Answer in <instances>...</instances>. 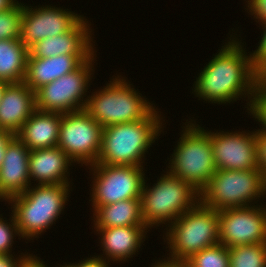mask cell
Returning <instances> with one entry per match:
<instances>
[{
  "instance_id": "cell-22",
  "label": "cell",
  "mask_w": 266,
  "mask_h": 267,
  "mask_svg": "<svg viewBox=\"0 0 266 267\" xmlns=\"http://www.w3.org/2000/svg\"><path fill=\"white\" fill-rule=\"evenodd\" d=\"M94 228L146 226L141 212V199H126L99 206L93 211Z\"/></svg>"
},
{
  "instance_id": "cell-10",
  "label": "cell",
  "mask_w": 266,
  "mask_h": 267,
  "mask_svg": "<svg viewBox=\"0 0 266 267\" xmlns=\"http://www.w3.org/2000/svg\"><path fill=\"white\" fill-rule=\"evenodd\" d=\"M88 168L93 172L91 210L126 199H140L146 178L143 166L92 164Z\"/></svg>"
},
{
  "instance_id": "cell-12",
  "label": "cell",
  "mask_w": 266,
  "mask_h": 267,
  "mask_svg": "<svg viewBox=\"0 0 266 267\" xmlns=\"http://www.w3.org/2000/svg\"><path fill=\"white\" fill-rule=\"evenodd\" d=\"M260 204L218 211L219 243L228 248L266 244V205Z\"/></svg>"
},
{
  "instance_id": "cell-30",
  "label": "cell",
  "mask_w": 266,
  "mask_h": 267,
  "mask_svg": "<svg viewBox=\"0 0 266 267\" xmlns=\"http://www.w3.org/2000/svg\"><path fill=\"white\" fill-rule=\"evenodd\" d=\"M256 143L258 153V168L266 179V131L256 130Z\"/></svg>"
},
{
  "instance_id": "cell-2",
  "label": "cell",
  "mask_w": 266,
  "mask_h": 267,
  "mask_svg": "<svg viewBox=\"0 0 266 267\" xmlns=\"http://www.w3.org/2000/svg\"><path fill=\"white\" fill-rule=\"evenodd\" d=\"M157 110L158 108H155L140 121L104 127L101 149L95 164L144 167L148 148L150 150L161 132H164L165 126L162 124L165 120H162L164 118Z\"/></svg>"
},
{
  "instance_id": "cell-7",
  "label": "cell",
  "mask_w": 266,
  "mask_h": 267,
  "mask_svg": "<svg viewBox=\"0 0 266 267\" xmlns=\"http://www.w3.org/2000/svg\"><path fill=\"white\" fill-rule=\"evenodd\" d=\"M189 120L184 123L181 137L171 158H168L167 171L201 192L217 169L213 160L210 130L196 124L194 119Z\"/></svg>"
},
{
  "instance_id": "cell-32",
  "label": "cell",
  "mask_w": 266,
  "mask_h": 267,
  "mask_svg": "<svg viewBox=\"0 0 266 267\" xmlns=\"http://www.w3.org/2000/svg\"><path fill=\"white\" fill-rule=\"evenodd\" d=\"M23 252L18 256L14 257L13 254H0V267H21L24 259L29 255Z\"/></svg>"
},
{
  "instance_id": "cell-37",
  "label": "cell",
  "mask_w": 266,
  "mask_h": 267,
  "mask_svg": "<svg viewBox=\"0 0 266 267\" xmlns=\"http://www.w3.org/2000/svg\"><path fill=\"white\" fill-rule=\"evenodd\" d=\"M170 267H190L186 262H169Z\"/></svg>"
},
{
  "instance_id": "cell-35",
  "label": "cell",
  "mask_w": 266,
  "mask_h": 267,
  "mask_svg": "<svg viewBox=\"0 0 266 267\" xmlns=\"http://www.w3.org/2000/svg\"><path fill=\"white\" fill-rule=\"evenodd\" d=\"M45 262L41 260L38 256H33L30 254L24 259L21 267H49L48 265L44 264Z\"/></svg>"
},
{
  "instance_id": "cell-15",
  "label": "cell",
  "mask_w": 266,
  "mask_h": 267,
  "mask_svg": "<svg viewBox=\"0 0 266 267\" xmlns=\"http://www.w3.org/2000/svg\"><path fill=\"white\" fill-rule=\"evenodd\" d=\"M91 22L83 16L69 31L45 38L28 48V58H48L59 55H78L84 62L97 51L90 28Z\"/></svg>"
},
{
  "instance_id": "cell-9",
  "label": "cell",
  "mask_w": 266,
  "mask_h": 267,
  "mask_svg": "<svg viewBox=\"0 0 266 267\" xmlns=\"http://www.w3.org/2000/svg\"><path fill=\"white\" fill-rule=\"evenodd\" d=\"M96 57L95 53L75 71L37 89L36 109L60 113L83 110L89 96L86 92L95 73L93 67Z\"/></svg>"
},
{
  "instance_id": "cell-24",
  "label": "cell",
  "mask_w": 266,
  "mask_h": 267,
  "mask_svg": "<svg viewBox=\"0 0 266 267\" xmlns=\"http://www.w3.org/2000/svg\"><path fill=\"white\" fill-rule=\"evenodd\" d=\"M230 267H266V244L229 248Z\"/></svg>"
},
{
  "instance_id": "cell-20",
  "label": "cell",
  "mask_w": 266,
  "mask_h": 267,
  "mask_svg": "<svg viewBox=\"0 0 266 267\" xmlns=\"http://www.w3.org/2000/svg\"><path fill=\"white\" fill-rule=\"evenodd\" d=\"M62 113L36 109L15 135L32 151L56 147Z\"/></svg>"
},
{
  "instance_id": "cell-26",
  "label": "cell",
  "mask_w": 266,
  "mask_h": 267,
  "mask_svg": "<svg viewBox=\"0 0 266 267\" xmlns=\"http://www.w3.org/2000/svg\"><path fill=\"white\" fill-rule=\"evenodd\" d=\"M23 2L14 8L0 12V40L20 39Z\"/></svg>"
},
{
  "instance_id": "cell-19",
  "label": "cell",
  "mask_w": 266,
  "mask_h": 267,
  "mask_svg": "<svg viewBox=\"0 0 266 267\" xmlns=\"http://www.w3.org/2000/svg\"><path fill=\"white\" fill-rule=\"evenodd\" d=\"M72 164L74 161L58 146L32 150L28 164L30 182L37 181L38 185L71 184L69 167Z\"/></svg>"
},
{
  "instance_id": "cell-11",
  "label": "cell",
  "mask_w": 266,
  "mask_h": 267,
  "mask_svg": "<svg viewBox=\"0 0 266 267\" xmlns=\"http://www.w3.org/2000/svg\"><path fill=\"white\" fill-rule=\"evenodd\" d=\"M103 127L84 109L62 113L57 146L74 163L95 164L101 149Z\"/></svg>"
},
{
  "instance_id": "cell-39",
  "label": "cell",
  "mask_w": 266,
  "mask_h": 267,
  "mask_svg": "<svg viewBox=\"0 0 266 267\" xmlns=\"http://www.w3.org/2000/svg\"><path fill=\"white\" fill-rule=\"evenodd\" d=\"M156 261H155V263H152L151 267H170L167 263L162 261V259L156 260Z\"/></svg>"
},
{
  "instance_id": "cell-21",
  "label": "cell",
  "mask_w": 266,
  "mask_h": 267,
  "mask_svg": "<svg viewBox=\"0 0 266 267\" xmlns=\"http://www.w3.org/2000/svg\"><path fill=\"white\" fill-rule=\"evenodd\" d=\"M84 61L78 55L28 58L24 83L34 92L45 84L78 69Z\"/></svg>"
},
{
  "instance_id": "cell-16",
  "label": "cell",
  "mask_w": 266,
  "mask_h": 267,
  "mask_svg": "<svg viewBox=\"0 0 266 267\" xmlns=\"http://www.w3.org/2000/svg\"><path fill=\"white\" fill-rule=\"evenodd\" d=\"M30 150L16 136L9 143L0 166V196L6 202L23 194L30 186L29 176Z\"/></svg>"
},
{
  "instance_id": "cell-31",
  "label": "cell",
  "mask_w": 266,
  "mask_h": 267,
  "mask_svg": "<svg viewBox=\"0 0 266 267\" xmlns=\"http://www.w3.org/2000/svg\"><path fill=\"white\" fill-rule=\"evenodd\" d=\"M245 8L247 12L255 18L256 22H266V0H247ZM258 20V21H257Z\"/></svg>"
},
{
  "instance_id": "cell-4",
  "label": "cell",
  "mask_w": 266,
  "mask_h": 267,
  "mask_svg": "<svg viewBox=\"0 0 266 267\" xmlns=\"http://www.w3.org/2000/svg\"><path fill=\"white\" fill-rule=\"evenodd\" d=\"M167 227L163 239L170 252L162 260L165 263L185 262L194 253L219 244L218 211L201 202Z\"/></svg>"
},
{
  "instance_id": "cell-25",
  "label": "cell",
  "mask_w": 266,
  "mask_h": 267,
  "mask_svg": "<svg viewBox=\"0 0 266 267\" xmlns=\"http://www.w3.org/2000/svg\"><path fill=\"white\" fill-rule=\"evenodd\" d=\"M185 262L190 267H230L229 248L219 243L194 253Z\"/></svg>"
},
{
  "instance_id": "cell-27",
  "label": "cell",
  "mask_w": 266,
  "mask_h": 267,
  "mask_svg": "<svg viewBox=\"0 0 266 267\" xmlns=\"http://www.w3.org/2000/svg\"><path fill=\"white\" fill-rule=\"evenodd\" d=\"M248 114L262 124L259 130L266 131V76H260L256 83Z\"/></svg>"
},
{
  "instance_id": "cell-34",
  "label": "cell",
  "mask_w": 266,
  "mask_h": 267,
  "mask_svg": "<svg viewBox=\"0 0 266 267\" xmlns=\"http://www.w3.org/2000/svg\"><path fill=\"white\" fill-rule=\"evenodd\" d=\"M14 136L15 135L11 132L0 130V166L4 160L7 144Z\"/></svg>"
},
{
  "instance_id": "cell-33",
  "label": "cell",
  "mask_w": 266,
  "mask_h": 267,
  "mask_svg": "<svg viewBox=\"0 0 266 267\" xmlns=\"http://www.w3.org/2000/svg\"><path fill=\"white\" fill-rule=\"evenodd\" d=\"M76 267H110V262L106 261L105 259L95 256H90L84 258L83 260L79 261V263H73Z\"/></svg>"
},
{
  "instance_id": "cell-18",
  "label": "cell",
  "mask_w": 266,
  "mask_h": 267,
  "mask_svg": "<svg viewBox=\"0 0 266 267\" xmlns=\"http://www.w3.org/2000/svg\"><path fill=\"white\" fill-rule=\"evenodd\" d=\"M35 110V92L24 82L8 83L0 102V130L16 135Z\"/></svg>"
},
{
  "instance_id": "cell-3",
  "label": "cell",
  "mask_w": 266,
  "mask_h": 267,
  "mask_svg": "<svg viewBox=\"0 0 266 267\" xmlns=\"http://www.w3.org/2000/svg\"><path fill=\"white\" fill-rule=\"evenodd\" d=\"M36 185V187H35ZM70 184L31 185L23 194L10 198L7 203L12 209L21 238L34 240L60 218V214L72 189ZM68 197V198H67Z\"/></svg>"
},
{
  "instance_id": "cell-36",
  "label": "cell",
  "mask_w": 266,
  "mask_h": 267,
  "mask_svg": "<svg viewBox=\"0 0 266 267\" xmlns=\"http://www.w3.org/2000/svg\"><path fill=\"white\" fill-rule=\"evenodd\" d=\"M19 1L17 0H0V12L8 11L14 8Z\"/></svg>"
},
{
  "instance_id": "cell-8",
  "label": "cell",
  "mask_w": 266,
  "mask_h": 267,
  "mask_svg": "<svg viewBox=\"0 0 266 267\" xmlns=\"http://www.w3.org/2000/svg\"><path fill=\"white\" fill-rule=\"evenodd\" d=\"M265 195L266 179L260 169L216 170L200 192V202L220 211L254 206Z\"/></svg>"
},
{
  "instance_id": "cell-17",
  "label": "cell",
  "mask_w": 266,
  "mask_h": 267,
  "mask_svg": "<svg viewBox=\"0 0 266 267\" xmlns=\"http://www.w3.org/2000/svg\"><path fill=\"white\" fill-rule=\"evenodd\" d=\"M94 229L101 237H99V243L104 253L99 254L98 257L108 260V262L123 261L122 263H124L138 254L149 228L147 226H122Z\"/></svg>"
},
{
  "instance_id": "cell-28",
  "label": "cell",
  "mask_w": 266,
  "mask_h": 267,
  "mask_svg": "<svg viewBox=\"0 0 266 267\" xmlns=\"http://www.w3.org/2000/svg\"><path fill=\"white\" fill-rule=\"evenodd\" d=\"M2 216L3 215L0 214V254H12V246L14 243L13 239L16 236L21 238V236L18 231L13 213H11L9 219L10 222H8V220Z\"/></svg>"
},
{
  "instance_id": "cell-6",
  "label": "cell",
  "mask_w": 266,
  "mask_h": 267,
  "mask_svg": "<svg viewBox=\"0 0 266 267\" xmlns=\"http://www.w3.org/2000/svg\"><path fill=\"white\" fill-rule=\"evenodd\" d=\"M112 78L105 87L88 96L84 108L103 128L143 120L156 108L125 77Z\"/></svg>"
},
{
  "instance_id": "cell-38",
  "label": "cell",
  "mask_w": 266,
  "mask_h": 267,
  "mask_svg": "<svg viewBox=\"0 0 266 267\" xmlns=\"http://www.w3.org/2000/svg\"><path fill=\"white\" fill-rule=\"evenodd\" d=\"M8 85V82L5 80H0V102H1V98L3 96V93L5 91L6 86Z\"/></svg>"
},
{
  "instance_id": "cell-29",
  "label": "cell",
  "mask_w": 266,
  "mask_h": 267,
  "mask_svg": "<svg viewBox=\"0 0 266 267\" xmlns=\"http://www.w3.org/2000/svg\"><path fill=\"white\" fill-rule=\"evenodd\" d=\"M263 34L261 40L258 42L257 49L250 52L253 69L260 75L266 76V22L260 23Z\"/></svg>"
},
{
  "instance_id": "cell-40",
  "label": "cell",
  "mask_w": 266,
  "mask_h": 267,
  "mask_svg": "<svg viewBox=\"0 0 266 267\" xmlns=\"http://www.w3.org/2000/svg\"><path fill=\"white\" fill-rule=\"evenodd\" d=\"M60 267H76L73 263H64L63 265L58 264Z\"/></svg>"
},
{
  "instance_id": "cell-14",
  "label": "cell",
  "mask_w": 266,
  "mask_h": 267,
  "mask_svg": "<svg viewBox=\"0 0 266 267\" xmlns=\"http://www.w3.org/2000/svg\"><path fill=\"white\" fill-rule=\"evenodd\" d=\"M23 4L20 40L29 48L45 38L69 31L83 15L51 5L33 7Z\"/></svg>"
},
{
  "instance_id": "cell-1",
  "label": "cell",
  "mask_w": 266,
  "mask_h": 267,
  "mask_svg": "<svg viewBox=\"0 0 266 267\" xmlns=\"http://www.w3.org/2000/svg\"><path fill=\"white\" fill-rule=\"evenodd\" d=\"M229 36L227 43L218 49V54L213 55V59L196 77L192 93L199 100L220 105L230 104L244 97L247 98L245 108L249 112L260 75L253 69L250 52H246L244 43L235 35Z\"/></svg>"
},
{
  "instance_id": "cell-41",
  "label": "cell",
  "mask_w": 266,
  "mask_h": 267,
  "mask_svg": "<svg viewBox=\"0 0 266 267\" xmlns=\"http://www.w3.org/2000/svg\"><path fill=\"white\" fill-rule=\"evenodd\" d=\"M1 200L4 201V202L6 201L4 198H2V197L0 196V201H1Z\"/></svg>"
},
{
  "instance_id": "cell-13",
  "label": "cell",
  "mask_w": 266,
  "mask_h": 267,
  "mask_svg": "<svg viewBox=\"0 0 266 267\" xmlns=\"http://www.w3.org/2000/svg\"><path fill=\"white\" fill-rule=\"evenodd\" d=\"M248 131L210 130L213 160L217 170L259 169L256 131Z\"/></svg>"
},
{
  "instance_id": "cell-23",
  "label": "cell",
  "mask_w": 266,
  "mask_h": 267,
  "mask_svg": "<svg viewBox=\"0 0 266 267\" xmlns=\"http://www.w3.org/2000/svg\"><path fill=\"white\" fill-rule=\"evenodd\" d=\"M28 55V48L20 39L0 40V80L23 82Z\"/></svg>"
},
{
  "instance_id": "cell-5",
  "label": "cell",
  "mask_w": 266,
  "mask_h": 267,
  "mask_svg": "<svg viewBox=\"0 0 266 267\" xmlns=\"http://www.w3.org/2000/svg\"><path fill=\"white\" fill-rule=\"evenodd\" d=\"M149 187L144 180L141 191V212L149 228L168 226L200 202V192L190 183L173 176L167 170Z\"/></svg>"
}]
</instances>
